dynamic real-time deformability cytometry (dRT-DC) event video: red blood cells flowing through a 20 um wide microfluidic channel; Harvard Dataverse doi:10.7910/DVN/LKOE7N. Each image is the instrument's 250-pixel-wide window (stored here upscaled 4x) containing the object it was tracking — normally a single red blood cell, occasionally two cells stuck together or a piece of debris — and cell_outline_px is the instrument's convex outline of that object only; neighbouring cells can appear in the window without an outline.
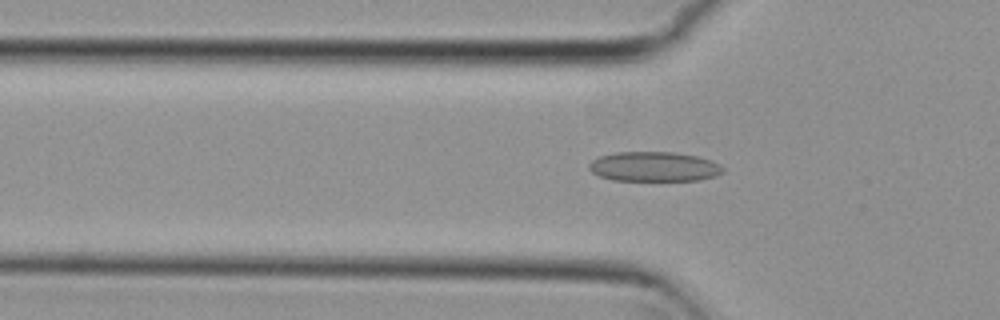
{"species": "common noctule bat (a hibernating species)", "species_latin": "Nyctalus noctula", "temperature_condition": "cold", "stored_images_in_passage": 46, "camera_frame_rate_fps": 3000, "um_per_image_px": 0.085, "animal": {"sex": "female", "body_mass_g": 29.2, "forearm_length_mm": 56.3}, "frame": {"image": 1, "passage_image": 12, "time_ms": 3.667, "image_size_px": [1000, 320], "cell_outline_px": [[724, 172], [716, 176], [700, 180], [612, 180], [600, 176], [592, 172], [588, 168], [588, 164], [592, 160], [600, 156], [616, 152], [672, 152], [696, 156], [720, 164], [724, 168]], "centroid_in_image_um": [55.59, 14.16], "position_along_channel_um": 70.2, "area_um2": 23.12}}
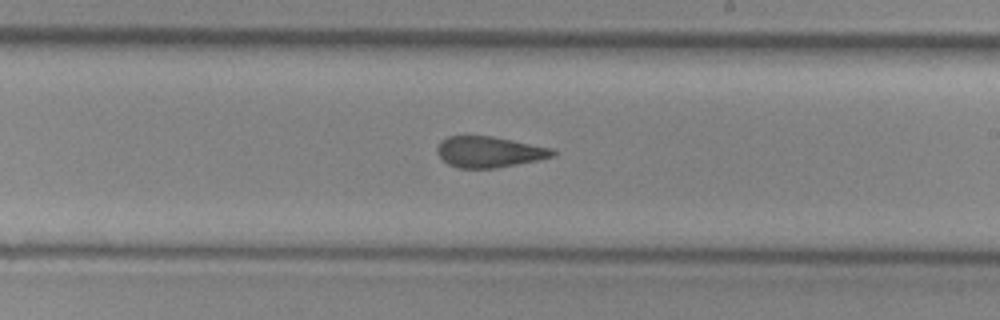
{"frame": {"image": 2, "passage_image": 26, "time_ms": 8.333, "image_size_px": [1000, 320], "cell_outline_px": [[556, 156], [540, 160], [496, 168], [456, 168], [448, 164], [436, 152], [436, 148], [440, 140], [448, 136], [492, 136], [552, 148], [556, 152]], "centroid_in_image_um": [41.58, 12.92], "position_along_channel_um": 247.4, "area_um2": 20.98}}
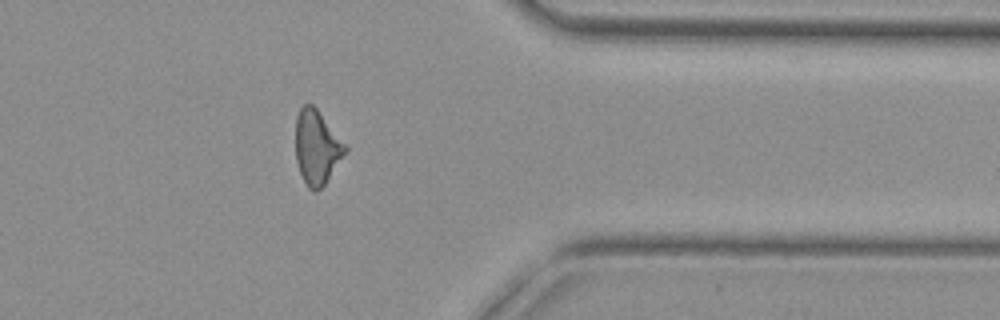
{"frame": {"image": 3, "passage_image": 38, "time_ms": 12.333, "image_size_px": [1000, 320], "cell_outline_px": [[348, 148], [324, 184], [316, 192], [312, 192], [308, 188], [300, 172], [296, 160], [296, 116], [300, 108], [304, 104], [312, 104], [316, 108]], "centroid_in_image_um": [26.9, 12.52], "position_along_channel_um": 384.5, "area_um2": 20.92}, "authors_computed_cell_mechanics": {"area_um2": 21.8484, "velocity_mm_per_s": 3.7922, "shape_relaxation_time_tau1_ms": null, "shape_relaxation_time_tau2_ms": 2.5375, "deformation_change_tau1": null, "deformation_change_tau2": 0.0957}}